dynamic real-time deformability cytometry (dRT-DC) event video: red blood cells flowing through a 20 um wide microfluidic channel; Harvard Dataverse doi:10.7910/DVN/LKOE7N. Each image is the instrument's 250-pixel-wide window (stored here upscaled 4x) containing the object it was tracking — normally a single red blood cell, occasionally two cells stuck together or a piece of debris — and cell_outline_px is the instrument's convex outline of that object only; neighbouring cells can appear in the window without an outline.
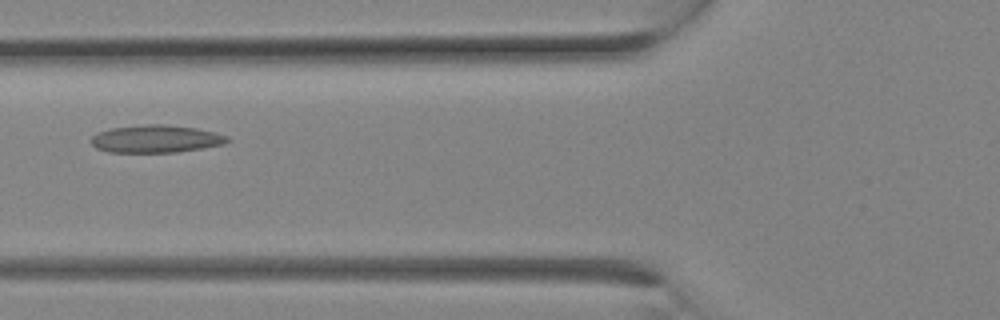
{"species": "Egyptian fruit bat (a non-hibernating species)", "species_latin": "Rousettus aegyptiacus", "temperature_condition": "room temperature", "stored_images_in_passage": 11, "camera_frame_rate_fps": 3000, "um_per_image_px": 0.085, "animal": {"sex": "female"}, "frame": {"image": 1, "passage_image": 10, "time_ms": 3.0, "image_size_px": [1000, 320], "cell_outline_px": [[232, 140], [224, 144], [176, 152], [108, 152], [96, 148], [88, 140], [96, 132], [112, 128], [148, 124], [164, 124], [196, 128], [228, 136]], "centroid_in_image_um": [13.21, 11.8], "position_along_channel_um": 112.6, "area_um2": 21.91}}